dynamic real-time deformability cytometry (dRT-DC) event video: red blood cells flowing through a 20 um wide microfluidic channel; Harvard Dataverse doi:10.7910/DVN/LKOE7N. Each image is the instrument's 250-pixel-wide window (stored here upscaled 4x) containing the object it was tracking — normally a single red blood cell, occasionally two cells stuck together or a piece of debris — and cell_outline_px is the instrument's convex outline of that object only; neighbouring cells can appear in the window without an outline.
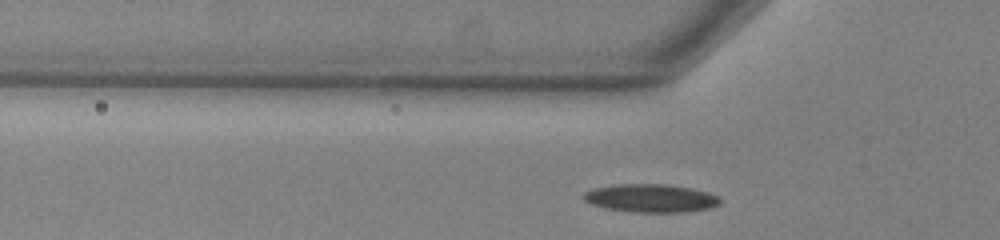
{"species": "common noctule bat (a hibernating species)", "species_latin": "Nyctalus noctula", "temperature_condition": "warm", "stored_images_in_passage": 39, "segment_of_instrument_passage": [1, 2], "camera_frame_rate_fps": 3000, "um_per_image_px": 0.085, "animal": {"sex": "male", "body_mass_g": 13.0, "forearm_length_mm": 53.1}, "frame": {"image": 1, "passage_image": 2, "time_ms": 0.333, "image_size_px": [1000, 240], "cell_outline_px": [[720, 204], [708, 208], [684, 212], [632, 212], [604, 208], [592, 204], [584, 200], [584, 192], [592, 188], [616, 184], [668, 184], [692, 188], [708, 192], [720, 196]], "centroid_in_image_um": [55.32, 16.84], "position_along_channel_um": 70.5, "area_um2": 22.54}}
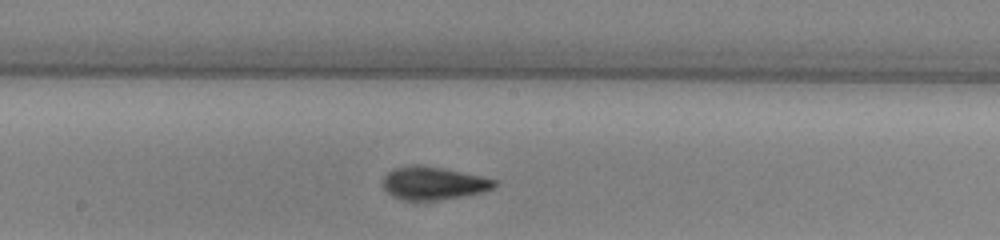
{"frame": {"image": 2, "passage_image": 13, "time_ms": 4.0, "image_size_px": [1000, 240], "cell_outline_px": [[500, 184], [496, 188], [484, 192], [436, 200], [404, 200], [392, 196], [384, 188], [384, 176], [392, 168], [408, 164], [416, 164], [444, 168], [480, 176], [496, 180]], "centroid_in_image_um": [36.86, 15.56], "position_along_channel_um": 211.3, "area_um2": 21.56}}
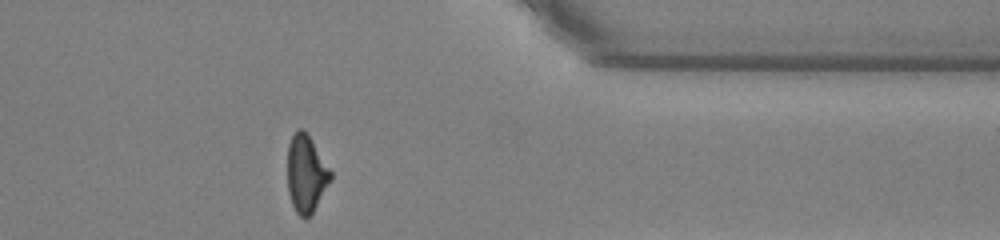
{"frame": {"image": 3, "passage_image": 28, "time_ms": 9.0, "image_size_px": [1000, 240], "cell_outline_px": [[332, 180], [312, 212], [304, 220], [296, 212], [292, 204], [288, 192], [288, 144], [292, 136], [300, 128], [304, 128], [332, 172]], "centroid_in_image_um": [26.02, 14.77], "position_along_channel_um": 385.4, "area_um2": 19.31}}